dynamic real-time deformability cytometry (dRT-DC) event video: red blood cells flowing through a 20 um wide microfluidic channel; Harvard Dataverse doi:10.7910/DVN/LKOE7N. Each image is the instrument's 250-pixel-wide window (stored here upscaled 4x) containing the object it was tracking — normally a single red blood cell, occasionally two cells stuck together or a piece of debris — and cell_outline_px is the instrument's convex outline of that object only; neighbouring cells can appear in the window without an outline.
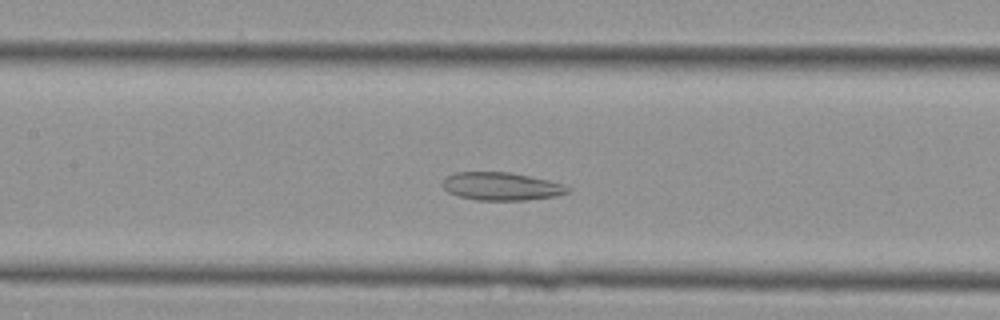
{"species": "Egyptian fruit bat (a non-hibernating species)", "species_latin": "Rousettus aegyptiacus", "temperature_condition": "cold", "stored_images_in_passage": 39, "camera_frame_rate_fps": 3000, "um_per_image_px": 0.085, "animal": {"sex": "female"}, "frame": {"image": 1, "passage_image": 16, "time_ms": 5.0, "image_size_px": [1000, 320], "cell_outline_px": [[572, 188], [568, 192], [556, 196], [528, 200], [476, 200], [460, 196], [448, 192], [440, 184], [444, 176], [456, 172], [508, 172], [548, 180], [564, 184]], "centroid_in_image_um": [42.59, 15.84], "position_along_channel_um": 164.8, "area_um2": 20.52}}
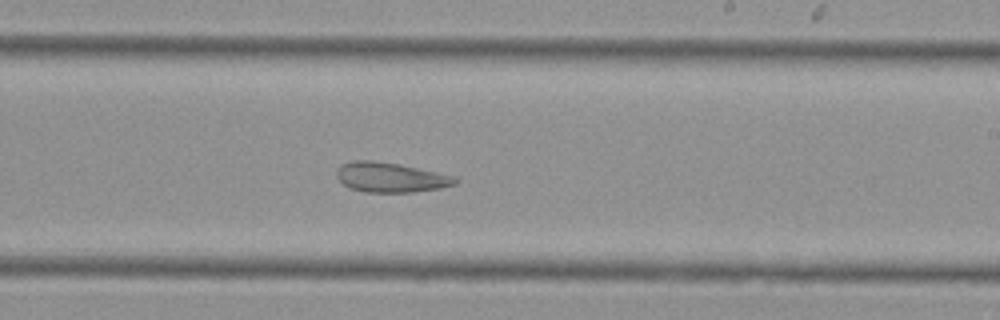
{"frame": {"image": 2, "passage_image": 22, "time_ms": 7.0, "image_size_px": [1000, 320], "cell_outline_px": [[460, 180], [456, 184], [440, 188], [412, 192], [364, 192], [352, 188], [344, 184], [336, 176], [336, 172], [340, 164], [352, 160], [372, 160], [400, 164], [456, 176]], "centroid_in_image_um": [33.22, 15.06], "position_along_channel_um": 255.8, "area_um2": 20.69}}
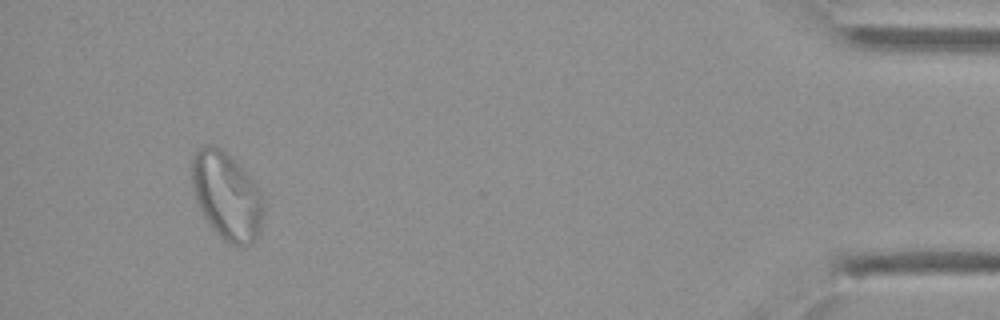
{"frame": {"image": 3, "passage_image": 37, "time_ms": 12.0, "image_size_px": [1000, 320], "cell_outline_px": [[264, 212], [260, 232], [256, 240], [252, 244], [244, 248], [232, 244], [224, 240], [216, 232], [204, 216], [192, 192], [192, 156], [200, 148], [212, 144], [220, 148], [256, 184], [260, 192], [264, 208]], "centroid_in_image_um": [19.28, 16.71], "position_along_channel_um": 415.9, "area_um2": 36.24}}